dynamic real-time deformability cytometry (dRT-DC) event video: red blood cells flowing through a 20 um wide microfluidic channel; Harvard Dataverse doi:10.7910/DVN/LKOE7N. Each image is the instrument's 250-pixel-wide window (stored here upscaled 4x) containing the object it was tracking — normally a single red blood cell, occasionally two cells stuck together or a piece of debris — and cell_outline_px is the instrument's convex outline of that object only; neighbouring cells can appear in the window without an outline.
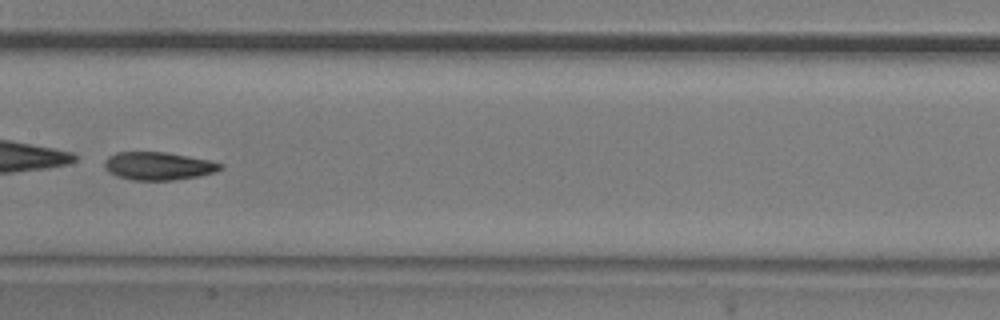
{"species": "common noctule bat (a hibernating species)", "species_latin": "Nyctalus noctula", "temperature_condition": "room temperature", "stored_images_in_passage": 9, "camera_frame_rate_fps": 3000, "um_per_image_px": 0.085, "animal": {"sex": "male", "body_mass_g": 20.5, "forearm_length_mm": 52.5}, "frame": {"image": 1, "passage_image": 6, "time_ms": 1.667, "image_size_px": [1000, 320], "cell_outline_px": [[224, 168], [216, 172], [200, 176], [172, 180], [132, 180], [116, 176], [108, 172], [104, 168], [104, 160], [108, 156], [116, 152], [164, 152], [208, 160], [224, 164]], "centroid_in_image_um": [13.44, 14.11], "position_along_channel_um": 194.0, "area_um2": 19.02}}
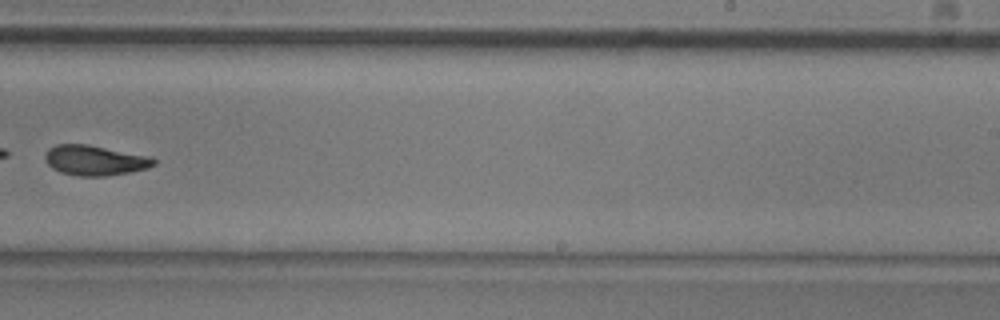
{"frame": {"image": 2, "passage_image": 8, "time_ms": 2.333, "image_size_px": [1000, 320], "cell_outline_px": [[156, 164], [148, 168], [108, 176], [80, 176], [60, 172], [52, 168], [44, 160], [44, 152], [48, 148], [56, 144], [88, 144], [144, 156], [156, 160]], "centroid_in_image_um": [7.98, 13.63], "position_along_channel_um": 281.0, "area_um2": 18.9}}
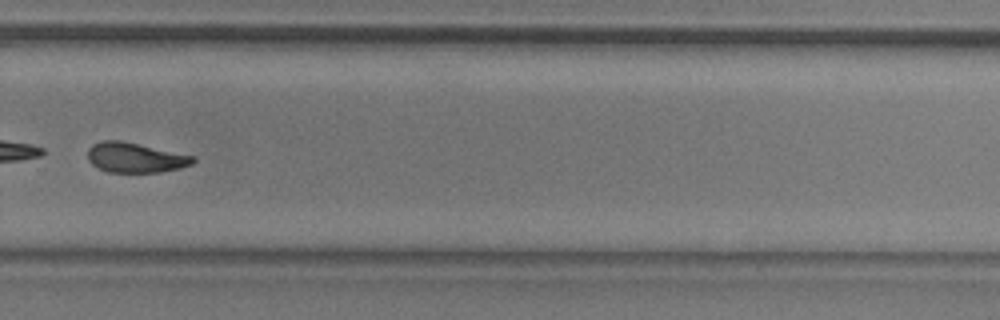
{"frame": {"image": 3, "passage_image": 9, "time_ms": 2.667, "image_size_px": [1000, 320], "cell_outline_px": [[196, 160], [192, 164], [180, 168], [160, 172], [108, 172], [92, 164], [88, 160], [88, 148], [92, 144], [100, 140], [120, 140], [196, 156]], "centroid_in_image_um": [11.5, 13.39], "position_along_channel_um": 318.3, "area_um2": 18.44}}